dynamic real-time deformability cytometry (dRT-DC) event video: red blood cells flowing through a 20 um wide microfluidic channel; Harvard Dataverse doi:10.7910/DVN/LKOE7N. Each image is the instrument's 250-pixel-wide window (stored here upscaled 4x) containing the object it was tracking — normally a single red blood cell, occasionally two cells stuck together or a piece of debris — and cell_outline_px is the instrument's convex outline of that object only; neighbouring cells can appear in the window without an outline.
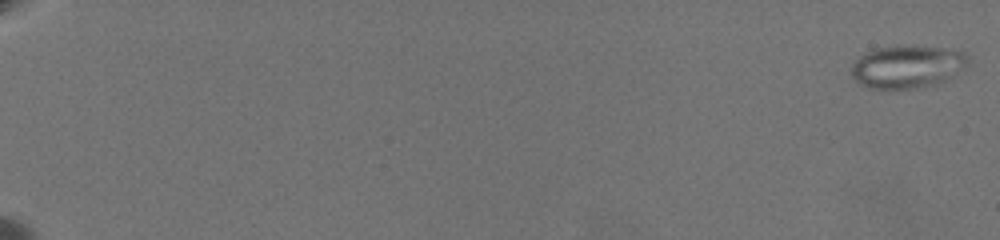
{"species": "common noctule bat (a hibernating species)", "species_latin": "Nyctalus noctula", "temperature_condition": "warm", "stored_images_in_passage": 62, "camera_frame_rate_fps": 3000, "um_per_image_px": 0.085, "animal": {"sex": "female", "body_mass_g": 19.5, "forearm_length_mm": 54.1}, "frame": {"image": 1, "passage_image": 3, "time_ms": 0.333, "image_size_px": [1000, 240], "cell_outline_px": [[968, 64], [964, 68], [948, 80], [932, 84], [912, 88], [868, 88], [860, 84], [852, 76], [852, 64], [864, 52], [872, 48], [904, 44], [944, 48], [964, 52], [968, 56]], "centroid_in_image_um": [77.11, 5.63], "position_along_channel_um": 7.9, "area_um2": 29.3}}
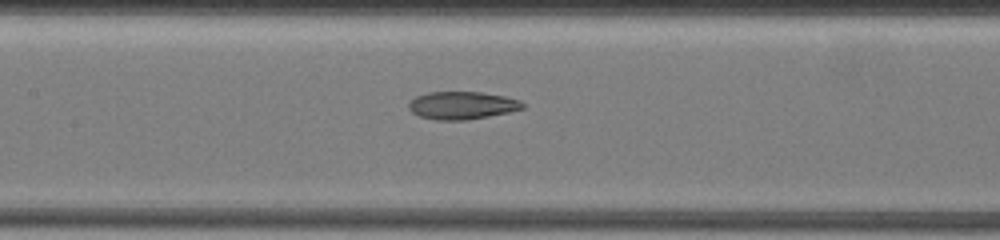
{"frame": {"image": 2, "passage_image": 36, "time_ms": 11.667, "image_size_px": [1000, 240], "cell_outline_px": [[524, 108], [508, 112], [468, 120], [436, 120], [420, 116], [412, 112], [408, 108], [408, 104], [416, 96], [428, 92], [484, 92], [504, 96], [520, 100], [524, 104]], "centroid_in_image_um": [39.27, 8.95], "position_along_channel_um": 168.1, "area_um2": 18.38}}
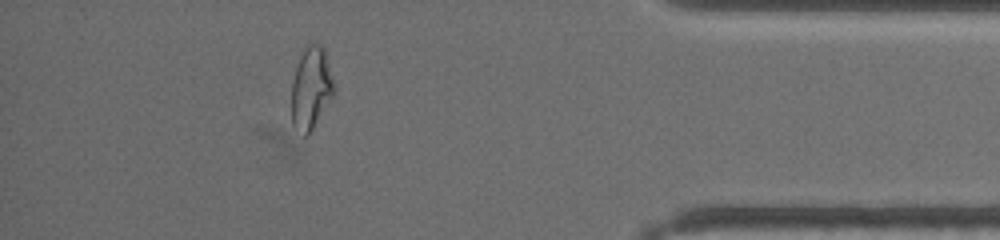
{"frame": {"image": 3, "passage_image": 53, "time_ms": 19.333, "image_size_px": [1000, 240], "cell_outline_px": [[336, 88], [332, 96], [308, 136], [304, 136], [292, 124], [292, 80], [300, 48], [308, 44], [320, 44], [324, 48], [336, 84]], "centroid_in_image_um": [26.44, 7.42], "position_along_channel_um": 408.8, "area_um2": 20.75}, "authors_computed_cell_mechanics": {"area_um2": 23.5535, "velocity_mm_per_s": 3.5402, "shape_relaxation_time_tau1_ms": null, "shape_relaxation_time_tau2_ms": 2.0582, "deformation_change_tau1": null, "deformation_change_tau2": 0.0847}}